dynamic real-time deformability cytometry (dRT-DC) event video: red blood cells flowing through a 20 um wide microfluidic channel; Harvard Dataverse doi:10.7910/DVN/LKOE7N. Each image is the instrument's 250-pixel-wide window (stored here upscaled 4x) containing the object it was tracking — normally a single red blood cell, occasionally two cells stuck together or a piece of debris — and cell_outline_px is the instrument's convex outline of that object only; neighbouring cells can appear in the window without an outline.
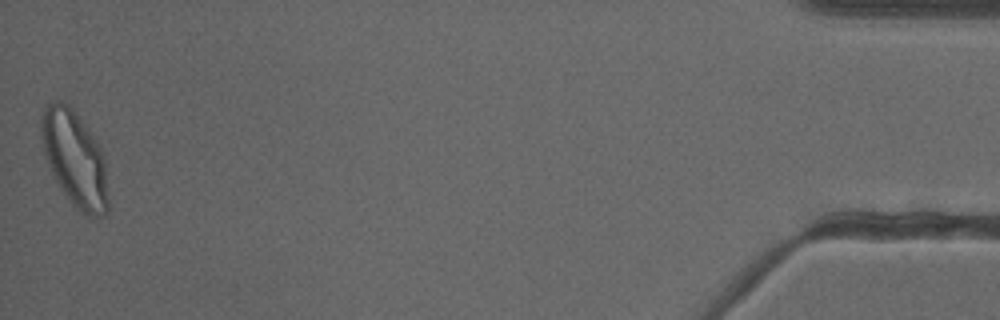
{"species": "common noctule bat (a hibernating species)", "species_latin": "Nyctalus noctula", "temperature_condition": "cold", "stored_images_in_passage": 54, "camera_frame_rate_fps": 3000, "um_per_image_px": 0.085, "animal": {"sex": "female"}, "frame": {"image": 1, "passage_image": 54, "time_ms": 17.667, "image_size_px": [1000, 320], "cell_outline_px": [[108, 212], [104, 216], [88, 220], [72, 204], [60, 188], [48, 164], [44, 152], [40, 136], [40, 116], [44, 104], [52, 100], [60, 100], [68, 104], [72, 108], [96, 140], [104, 156], [108, 200]], "centroid_in_image_um": [6.33, 13.51], "position_along_channel_um": 428.9, "area_um2": 37.86}}